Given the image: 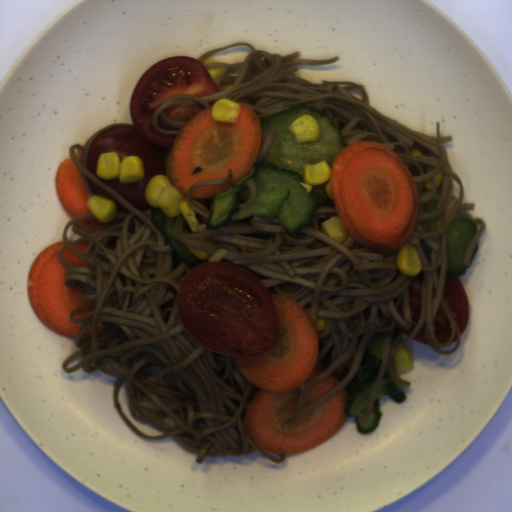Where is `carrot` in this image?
Here are the masks:
<instances>
[{"label":"carrot","mask_w":512,"mask_h":512,"mask_svg":"<svg viewBox=\"0 0 512 512\" xmlns=\"http://www.w3.org/2000/svg\"><path fill=\"white\" fill-rule=\"evenodd\" d=\"M269 296L279 326L276 343L262 354L234 360L243 377L260 388L245 412L248 438L265 451L287 455L311 450L339 432L348 418L350 393L345 386L290 425L298 411L299 386L325 370L314 368L320 338L305 307L286 295Z\"/></svg>","instance_id":"carrot-1"},{"label":"carrot","mask_w":512,"mask_h":512,"mask_svg":"<svg viewBox=\"0 0 512 512\" xmlns=\"http://www.w3.org/2000/svg\"><path fill=\"white\" fill-rule=\"evenodd\" d=\"M104 334H106V329H105V327L103 326L102 323L98 322V324H97V335L99 337V336H103Z\"/></svg>","instance_id":"carrot-11"},{"label":"carrot","mask_w":512,"mask_h":512,"mask_svg":"<svg viewBox=\"0 0 512 512\" xmlns=\"http://www.w3.org/2000/svg\"><path fill=\"white\" fill-rule=\"evenodd\" d=\"M334 208L350 237L381 253L397 252L410 239L419 215V196L405 162L380 142L343 147L331 163Z\"/></svg>","instance_id":"carrot-2"},{"label":"carrot","mask_w":512,"mask_h":512,"mask_svg":"<svg viewBox=\"0 0 512 512\" xmlns=\"http://www.w3.org/2000/svg\"><path fill=\"white\" fill-rule=\"evenodd\" d=\"M92 311L90 310H81V311H78L76 313H74L73 315V319H81V318H84L85 316H87L88 314H90Z\"/></svg>","instance_id":"carrot-9"},{"label":"carrot","mask_w":512,"mask_h":512,"mask_svg":"<svg viewBox=\"0 0 512 512\" xmlns=\"http://www.w3.org/2000/svg\"><path fill=\"white\" fill-rule=\"evenodd\" d=\"M55 190L62 207L71 218L94 214L87 205L91 195L84 175L70 157L60 162L57 168Z\"/></svg>","instance_id":"carrot-5"},{"label":"carrot","mask_w":512,"mask_h":512,"mask_svg":"<svg viewBox=\"0 0 512 512\" xmlns=\"http://www.w3.org/2000/svg\"><path fill=\"white\" fill-rule=\"evenodd\" d=\"M61 255L62 257L72 263V264H75V265H78V266H88V263L81 259L80 257H78L76 254H74L70 249H68L67 247H64L61 251Z\"/></svg>","instance_id":"carrot-7"},{"label":"carrot","mask_w":512,"mask_h":512,"mask_svg":"<svg viewBox=\"0 0 512 512\" xmlns=\"http://www.w3.org/2000/svg\"><path fill=\"white\" fill-rule=\"evenodd\" d=\"M74 154H75L77 160L82 163V155H83L82 150H77L76 152H74Z\"/></svg>","instance_id":"carrot-12"},{"label":"carrot","mask_w":512,"mask_h":512,"mask_svg":"<svg viewBox=\"0 0 512 512\" xmlns=\"http://www.w3.org/2000/svg\"><path fill=\"white\" fill-rule=\"evenodd\" d=\"M63 245L60 241L47 246L34 260L27 277V293L31 307L45 326L65 337L76 338L81 323L71 321V312L96 305L81 300L83 291L65 285L68 267L58 259Z\"/></svg>","instance_id":"carrot-4"},{"label":"carrot","mask_w":512,"mask_h":512,"mask_svg":"<svg viewBox=\"0 0 512 512\" xmlns=\"http://www.w3.org/2000/svg\"><path fill=\"white\" fill-rule=\"evenodd\" d=\"M340 383L341 382L331 374L324 378L322 381L317 383L307 394L303 402V408L334 389Z\"/></svg>","instance_id":"carrot-6"},{"label":"carrot","mask_w":512,"mask_h":512,"mask_svg":"<svg viewBox=\"0 0 512 512\" xmlns=\"http://www.w3.org/2000/svg\"><path fill=\"white\" fill-rule=\"evenodd\" d=\"M236 103L240 108L236 123L217 122L212 106L189 119L177 135L169 154L168 178L184 197L196 182L223 179L232 169L230 181L203 185L190 196L192 200L213 198L254 168L263 142L262 121L254 109Z\"/></svg>","instance_id":"carrot-3"},{"label":"carrot","mask_w":512,"mask_h":512,"mask_svg":"<svg viewBox=\"0 0 512 512\" xmlns=\"http://www.w3.org/2000/svg\"><path fill=\"white\" fill-rule=\"evenodd\" d=\"M89 242H85V243H82V244H78V245H74L76 250H78L79 252H81L82 254H85L88 247H89Z\"/></svg>","instance_id":"carrot-10"},{"label":"carrot","mask_w":512,"mask_h":512,"mask_svg":"<svg viewBox=\"0 0 512 512\" xmlns=\"http://www.w3.org/2000/svg\"><path fill=\"white\" fill-rule=\"evenodd\" d=\"M82 338H92V329L90 328L86 333H84Z\"/></svg>","instance_id":"carrot-13"},{"label":"carrot","mask_w":512,"mask_h":512,"mask_svg":"<svg viewBox=\"0 0 512 512\" xmlns=\"http://www.w3.org/2000/svg\"><path fill=\"white\" fill-rule=\"evenodd\" d=\"M78 222L81 223L82 225H86V226L93 227V228L105 225V223H102L99 220H90L89 219V220H81Z\"/></svg>","instance_id":"carrot-8"}]
</instances>
